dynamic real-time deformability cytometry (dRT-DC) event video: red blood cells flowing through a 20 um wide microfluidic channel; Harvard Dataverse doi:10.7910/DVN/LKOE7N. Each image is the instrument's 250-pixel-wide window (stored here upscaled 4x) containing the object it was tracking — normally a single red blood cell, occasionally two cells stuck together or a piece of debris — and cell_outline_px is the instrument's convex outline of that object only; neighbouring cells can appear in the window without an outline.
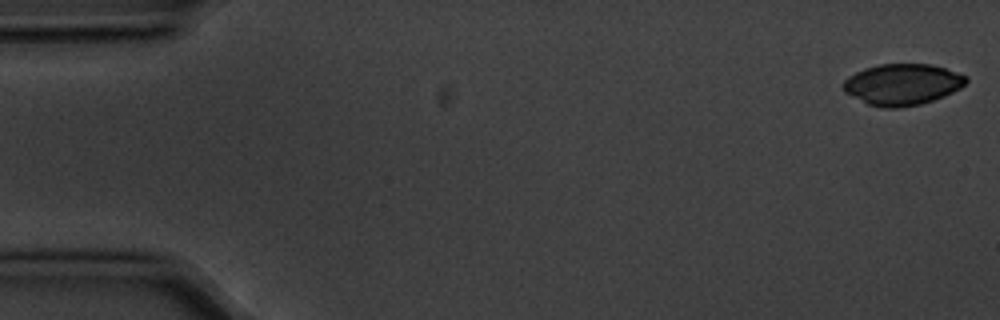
{"species": "common noctule bat (a hibernating species)", "species_latin": "Nyctalus noctula", "temperature_condition": "cold", "stored_images_in_passage": 5, "camera_frame_rate_fps": 3000, "um_per_image_px": 0.085, "animal": {"sex": "male", "body_mass_g": 20.1, "forearm_length_mm": 53.5}, "frame": {"image": 1, "passage_image": 1, "time_ms": 0.0, "image_size_px": [1000, 320], "cell_outline_px": [[968, 80], [960, 88], [944, 96], [920, 104], [896, 108], [888, 108], [868, 104], [844, 92], [840, 84], [848, 76], [864, 68], [880, 64], [932, 64], [968, 76]], "centroid_in_image_um": [76.67, 7.17], "position_along_channel_um": 8.3, "area_um2": 29.48}}